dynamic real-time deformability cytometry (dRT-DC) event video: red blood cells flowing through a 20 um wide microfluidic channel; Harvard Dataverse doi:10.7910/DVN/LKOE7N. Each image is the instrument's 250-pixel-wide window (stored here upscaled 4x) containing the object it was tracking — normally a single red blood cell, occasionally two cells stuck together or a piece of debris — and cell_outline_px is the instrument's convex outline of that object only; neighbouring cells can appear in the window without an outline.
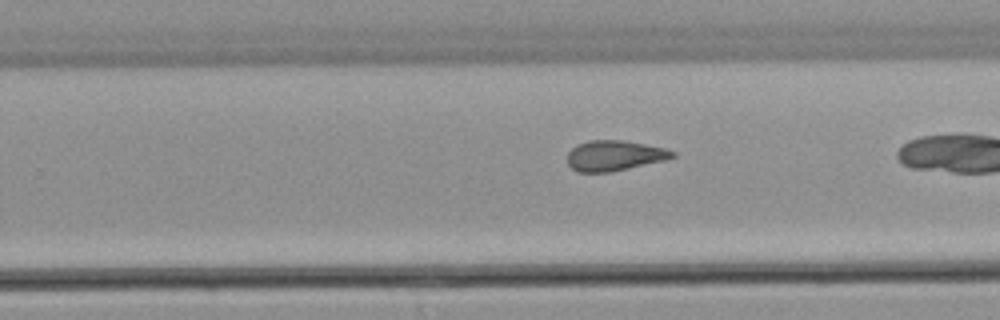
{"species": "common noctule bat (a hibernating species)", "species_latin": "Nyctalus noctula", "temperature_condition": "warm", "stored_images_in_passage": 24, "camera_frame_rate_fps": 3000, "um_per_image_px": 0.085, "animal": {"sex": "male", "body_mass_g": 21.5, "forearm_length_mm": 52.0}, "frame": {"image": 1, "passage_image": 17, "time_ms": 5.333, "image_size_px": [1000, 320], "cell_outline_px": [[676, 156], [664, 160], [628, 168], [608, 172], [576, 172], [568, 164], [568, 152], [576, 144], [588, 140], [624, 140], [664, 148], [676, 152]], "centroid_in_image_um": [52.19, 13.22], "position_along_channel_um": 277.6, "area_um2": 18.5}}